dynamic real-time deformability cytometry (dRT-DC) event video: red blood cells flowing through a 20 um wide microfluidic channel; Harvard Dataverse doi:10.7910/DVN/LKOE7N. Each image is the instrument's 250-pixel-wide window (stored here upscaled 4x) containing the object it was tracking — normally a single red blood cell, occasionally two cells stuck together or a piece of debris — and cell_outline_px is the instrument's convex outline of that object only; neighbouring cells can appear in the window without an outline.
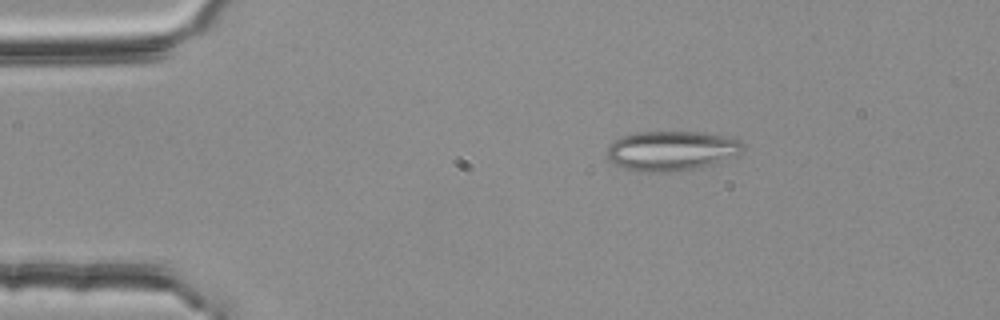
{"species": "common noctule bat (a hibernating species)", "species_latin": "Nyctalus noctula", "temperature_condition": "room temperature", "stored_images_in_passage": 47, "segment_of_instrument_passage": [1, 2], "camera_frame_rate_fps": 3000, "um_per_image_px": 0.085, "animal": {"sex": "female", "body_mass_g": 25.1}, "frame": {"image": 1, "passage_image": 3, "time_ms": 0.667, "image_size_px": [1000, 320], "cell_outline_px": [[744, 144], [740, 152], [736, 156], [696, 168], [664, 172], [648, 172], [624, 168], [608, 160], [608, 144], [624, 136], [636, 132], [696, 132], [724, 136], [740, 140]], "centroid_in_image_um": [57.06, 12.81], "position_along_channel_um": 27.9, "area_um2": 30.98}}